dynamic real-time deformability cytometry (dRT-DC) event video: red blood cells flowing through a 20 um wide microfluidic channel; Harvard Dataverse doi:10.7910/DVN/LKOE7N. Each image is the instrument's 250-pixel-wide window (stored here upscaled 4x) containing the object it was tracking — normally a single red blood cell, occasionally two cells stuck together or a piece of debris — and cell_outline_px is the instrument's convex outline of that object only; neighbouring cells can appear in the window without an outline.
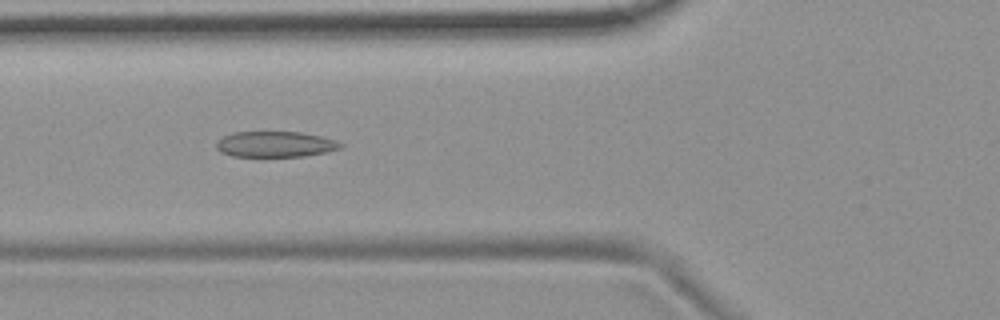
{"species": "common noctule bat (a hibernating species)", "species_latin": "Nyctalus noctula", "temperature_condition": "room temperature", "stored_images_in_passage": 54, "camera_frame_rate_fps": 3000, "um_per_image_px": 0.085, "animal": {"sex": "female", "body_mass_g": 19.9}, "frame": {"image": 1, "passage_image": 20, "time_ms": 6.333, "image_size_px": [1000, 320], "cell_outline_px": [[344, 144], [340, 148], [328, 152], [304, 156], [232, 156], [220, 152], [216, 148], [216, 140], [232, 132], [300, 132], [320, 136], [336, 140]], "centroid_in_image_um": [23.39, 12.26], "position_along_channel_um": 102.4, "area_um2": 18.67}}
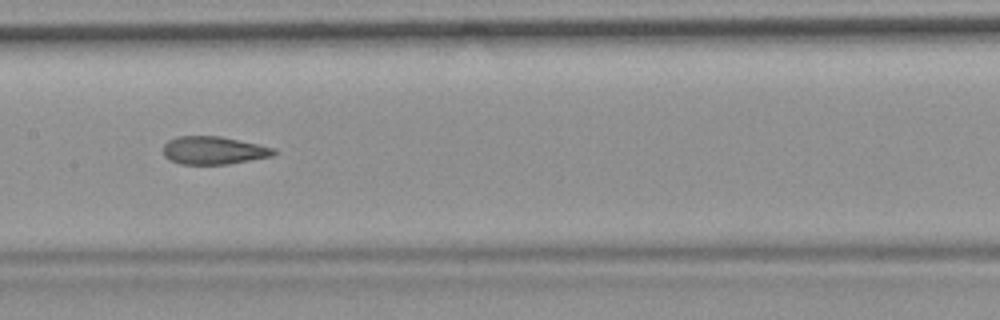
{"frame": {"image": 2, "passage_image": 27, "time_ms": 8.667, "image_size_px": [1000, 320], "cell_outline_px": [[280, 152], [272, 156], [228, 164], [180, 164], [168, 160], [164, 156], [164, 144], [168, 140], [176, 136], [220, 136], [276, 148]], "centroid_in_image_um": [18.16, 12.78], "position_along_channel_um": 189.2, "area_um2": 18.15}}
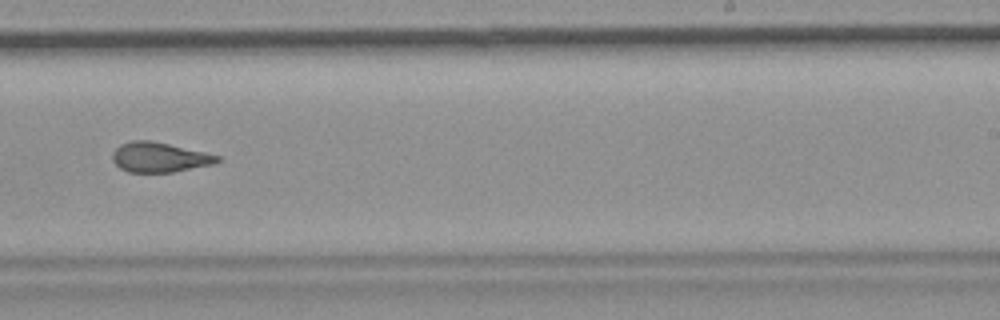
{"frame": {"image": 3, "passage_image": 34, "time_ms": 11.0, "image_size_px": [1000, 320], "cell_outline_px": [[220, 160], [212, 164], [172, 172], [128, 172], [120, 168], [112, 160], [112, 152], [120, 144], [132, 140], [148, 140], [168, 144], [204, 152], [220, 156]], "centroid_in_image_um": [13.5, 13.36], "position_along_channel_um": 275.5, "area_um2": 18.03}, "authors_computed_cell_mechanics": {"area_um2": 19.363, "velocity_mm_per_s": 3.7117, "shape_relaxation_time_tau1_ms": null, "shape_relaxation_time_tau2_ms": 1.9183, "deformation_change_tau1": null, "deformation_change_tau2": 0.0986}}